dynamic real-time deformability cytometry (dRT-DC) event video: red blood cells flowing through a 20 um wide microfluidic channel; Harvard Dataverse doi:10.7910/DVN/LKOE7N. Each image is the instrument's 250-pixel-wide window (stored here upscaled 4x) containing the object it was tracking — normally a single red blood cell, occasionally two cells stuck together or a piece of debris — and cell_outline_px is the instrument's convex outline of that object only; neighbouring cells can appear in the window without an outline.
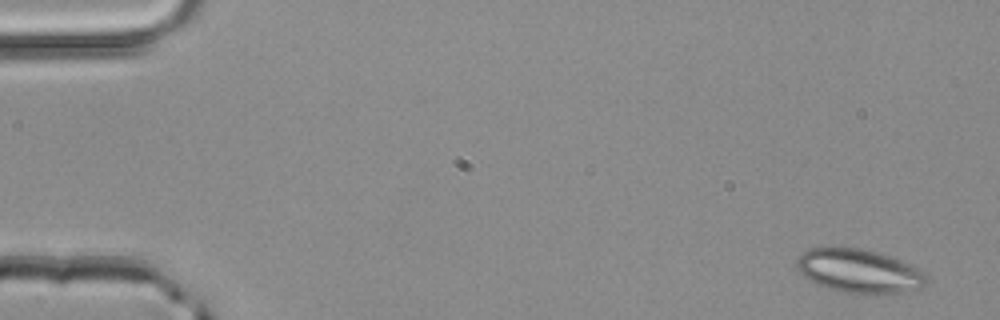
{"species": "common noctule bat (a hibernating species)", "species_latin": "Nyctalus noctula", "temperature_condition": "room temperature", "stored_images_in_passage": 50, "camera_frame_rate_fps": 3000, "um_per_image_px": 0.085, "animal": {"sex": "male", "body_mass_g": 20.4}, "frame": {"image": 1, "passage_image": 2, "time_ms": 0.333, "image_size_px": [1000, 320], "cell_outline_px": [[928, 284], [924, 288], [904, 292], [876, 296], [840, 292], [816, 284], [804, 276], [800, 272], [796, 264], [796, 260], [804, 252], [812, 248], [860, 248], [876, 252], [888, 256], [908, 264], [924, 272], [928, 276]], "centroid_in_image_um": [73.08, 23.09], "position_along_channel_um": 11.9, "area_um2": 33.35}}
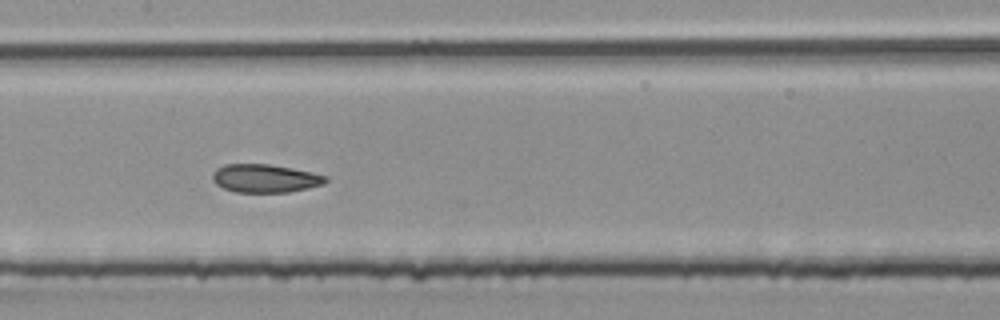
{"frame": {"image": 2, "passage_image": 25, "time_ms": 8.0, "image_size_px": [1000, 320], "cell_outline_px": [[328, 180], [324, 184], [308, 188], [288, 192], [236, 192], [224, 188], [216, 184], [212, 180], [212, 172], [216, 168], [224, 164], [268, 164], [292, 168], [312, 172], [328, 176]], "centroid_in_image_um": [22.53, 15.15], "position_along_channel_um": 184.9, "area_um2": 18.73}}
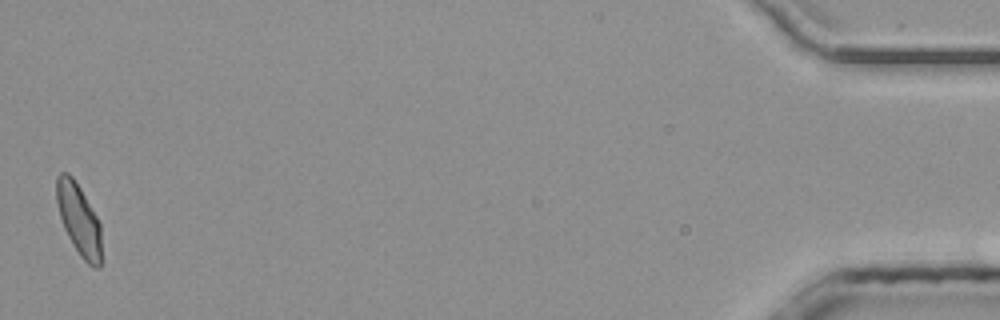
{"frame": {"image": 3, "passage_image": 50, "time_ms": 16.333, "image_size_px": [1000, 320], "cell_outline_px": [[100, 268], [92, 268], [80, 256], [72, 244], [64, 228], [60, 216], [56, 200], [56, 176], [60, 172], [68, 172], [72, 176], [80, 188], [96, 216], [100, 224]], "centroid_in_image_um": [6.68, 18.65], "position_along_channel_um": 428.5, "area_um2": 18.5}, "authors_computed_cell_mechanics": {"area_um2": 19.3052, "velocity_mm_per_s": 4.119, "shape_relaxation_time_tau1_ms": 7.8344, "shape_relaxation_time_tau2_ms": 1.8069, "deformation_change_tau1": 0.1651, "deformation_change_tau2": 0.0673}}